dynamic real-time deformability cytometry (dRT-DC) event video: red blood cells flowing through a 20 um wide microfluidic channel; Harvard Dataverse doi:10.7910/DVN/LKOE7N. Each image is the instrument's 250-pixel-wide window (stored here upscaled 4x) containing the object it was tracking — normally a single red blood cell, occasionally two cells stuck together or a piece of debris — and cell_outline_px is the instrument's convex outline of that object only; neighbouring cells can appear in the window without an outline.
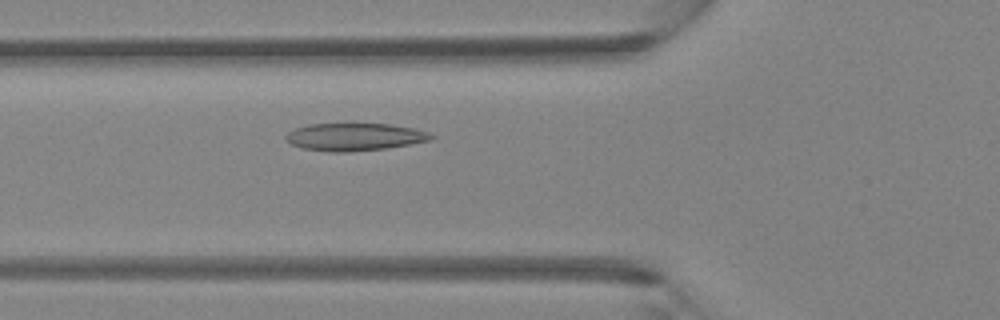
{"species": "Egyptian fruit bat (a non-hibernating species)", "species_latin": "Rousettus aegyptiacus", "temperature_condition": "room temperature", "stored_images_in_passage": 42, "camera_frame_rate_fps": 3000, "um_per_image_px": 0.085, "animal": {"sex": "female"}, "frame": {"image": 1, "passage_image": 13, "time_ms": 4.0, "image_size_px": [1000, 320], "cell_outline_px": [[436, 136], [432, 140], [384, 148], [348, 152], [328, 152], [300, 148], [292, 144], [284, 136], [292, 128], [308, 124], [344, 120], [352, 120], [392, 124], [416, 128], [428, 132]], "centroid_in_image_um": [30.1, 11.56], "position_along_channel_um": 95.7, "area_um2": 24.8}}
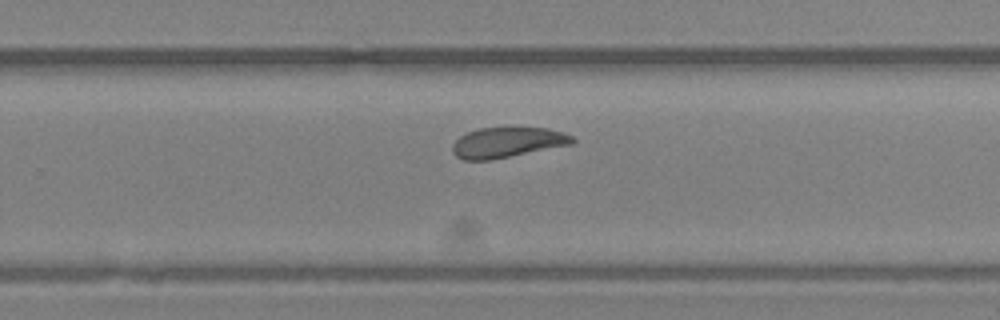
{"frame": {"image": 2, "passage_image": 26, "time_ms": 8.333, "image_size_px": [1000, 320], "cell_outline_px": [[576, 140], [572, 144], [492, 160], [464, 160], [456, 156], [452, 152], [452, 144], [460, 136], [468, 132], [480, 128], [548, 128], [564, 132], [572, 136]], "centroid_in_image_um": [43.13, 12.11], "position_along_channel_um": 286.7, "area_um2": 21.15}}
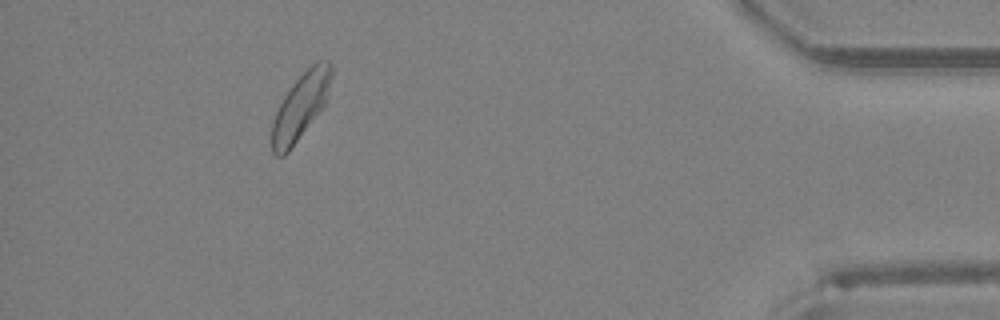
{"frame": {"image": 3, "passage_image": 38, "time_ms": 12.333, "image_size_px": [1000, 320], "cell_outline_px": [[332, 76], [328, 96], [324, 104], [288, 152], [284, 156], [276, 156], [272, 152], [272, 120], [284, 96], [292, 84], [316, 60], [328, 60], [332, 68]], "centroid_in_image_um": [25.55, 9.02], "position_along_channel_um": 409.7, "area_um2": 22.48}}